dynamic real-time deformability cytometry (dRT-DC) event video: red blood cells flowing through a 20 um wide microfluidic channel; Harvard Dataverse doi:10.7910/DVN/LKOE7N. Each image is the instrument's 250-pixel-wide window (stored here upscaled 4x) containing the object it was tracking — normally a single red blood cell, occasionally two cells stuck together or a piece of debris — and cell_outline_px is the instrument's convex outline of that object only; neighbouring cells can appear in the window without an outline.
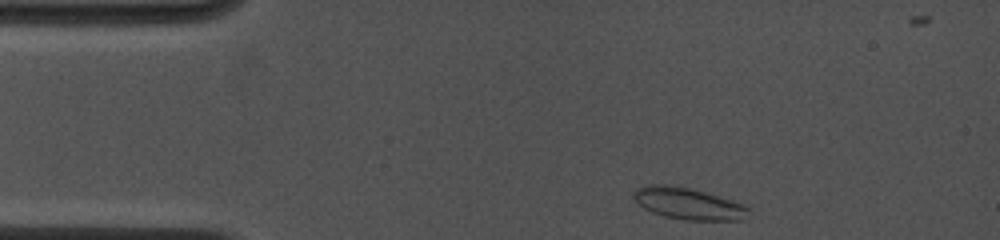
{"species": "common noctule bat (a hibernating species)", "species_latin": "Nyctalus noctula", "temperature_condition": "cold", "stored_images_in_passage": 63, "camera_frame_rate_fps": 4500, "um_per_image_px": 0.085, "animal": {"sex": "female", "body_mass_g": 19.0, "forearm_length_mm": 53.3}, "frame": {"image": 1, "passage_image": 1, "time_ms": 0.0, "image_size_px": [1000, 240], "cell_outline_px": [[748, 208], [740, 220], [684, 220], [664, 216], [652, 212], [644, 208], [632, 196], [632, 192], [636, 188], [648, 184], [672, 184], [704, 192], [732, 200], [744, 204]], "centroid_in_image_um": [58.42, 17.28], "position_along_channel_um": 26.6, "area_um2": 20.98}}
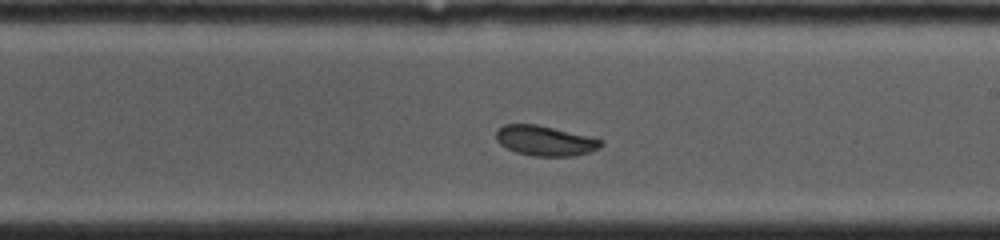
{"frame": {"image": 2, "passage_image": 38, "time_ms": 6.889, "image_size_px": [1000, 240], "cell_outline_px": [[604, 144], [600, 148], [588, 152], [572, 156], [532, 156], [516, 152], [500, 144], [496, 140], [496, 132], [504, 124], [536, 124], [596, 136], [604, 140]], "centroid_in_image_um": [46.41, 11.95], "position_along_channel_um": 242.6, "area_um2": 18.73}}
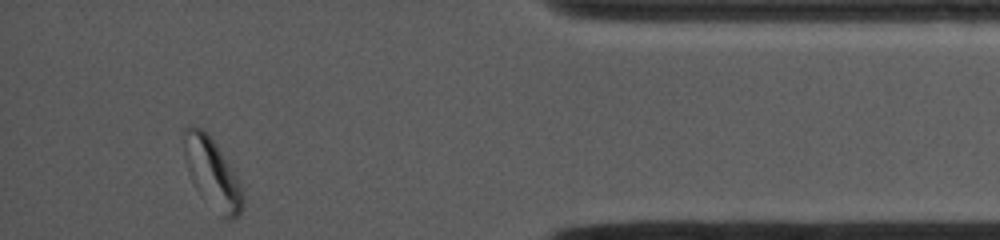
{"frame": {"image": 3, "passage_image": 62, "time_ms": 12.0, "image_size_px": [1000, 240], "cell_outline_px": [[244, 204], [240, 212], [232, 220], [228, 220], [220, 216], [184, 156], [184, 128], [188, 124], [200, 128], [212, 140], [240, 180], [244, 196]], "centroid_in_image_um": [18.15, 14.68], "position_along_channel_um": 417.1, "area_um2": 21.85}, "authors_computed_cell_mechanics": {"area_um2": 19.3052, "velocity_mm_per_s": 3.9624, "shape_relaxation_time_tau1_ms": 5.4664, "shape_relaxation_time_tau2_ms": 2.9475, "deformation_change_tau1": 0.1062, "deformation_change_tau2": 0.0491}}